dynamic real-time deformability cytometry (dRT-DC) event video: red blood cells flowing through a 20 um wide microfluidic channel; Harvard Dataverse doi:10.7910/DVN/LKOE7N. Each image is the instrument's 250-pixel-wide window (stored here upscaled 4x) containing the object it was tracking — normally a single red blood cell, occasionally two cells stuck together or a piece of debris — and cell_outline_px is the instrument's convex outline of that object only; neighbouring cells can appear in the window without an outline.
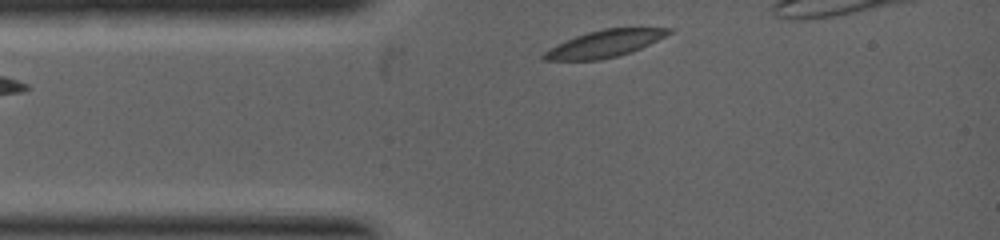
{"species": "common noctule bat (a hibernating species)", "species_latin": "Nyctalus noctula", "temperature_condition": "warm", "stored_images_in_passage": 7, "segment_of_instrument_passage": [1, 2], "camera_frame_rate_fps": 5000, "um_per_image_px": 0.085, "animal": {"sex": "female", "body_mass_g": 19.0, "forearm_length_mm": 53.3}, "frame": {"image": 1, "passage_image": 1, "time_ms": 0.0, "image_size_px": [1000, 240], "cell_outline_px": [[672, 32], [632, 52], [600, 60], [544, 60], [540, 56], [544, 52], [576, 36], [588, 32], [604, 28], [672, 28]], "centroid_in_image_um": [51.4, 3.72], "position_along_channel_um": 33.6, "area_um2": 19.13}}
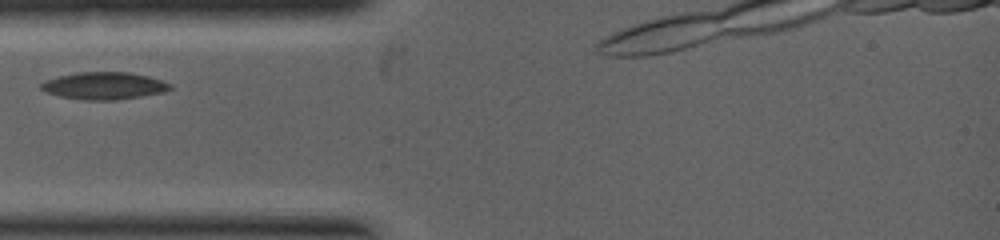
{"frame": {"image": 2, "passage_image": 3, "time_ms": 0.8, "image_size_px": [1000, 240], "cell_outline_px": [[172, 88], [164, 92], [116, 100], [84, 100], [60, 96], [48, 92], [40, 88], [40, 84], [44, 80], [76, 72], [128, 72], [148, 76], [172, 84]], "centroid_in_image_um": [8.85, 7.29], "position_along_channel_um": 76.2, "area_um2": 20.4}}
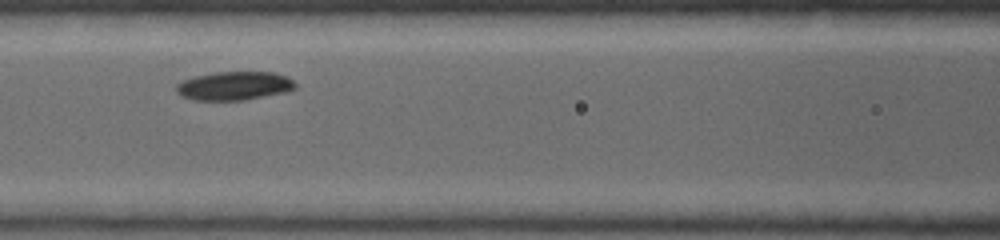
{"frame": {"image": 3, "passage_image": 5, "time_ms": 1.8, "image_size_px": [1000, 240], "cell_outline_px": [[296, 88], [288, 92], [244, 100], [192, 100], [180, 96], [176, 92], [176, 84], [184, 80], [196, 76], [216, 72], [272, 72], [288, 76], [296, 84]], "centroid_in_image_um": [19.93, 7.3], "position_along_channel_um": 146.7, "area_um2": 20.0}}